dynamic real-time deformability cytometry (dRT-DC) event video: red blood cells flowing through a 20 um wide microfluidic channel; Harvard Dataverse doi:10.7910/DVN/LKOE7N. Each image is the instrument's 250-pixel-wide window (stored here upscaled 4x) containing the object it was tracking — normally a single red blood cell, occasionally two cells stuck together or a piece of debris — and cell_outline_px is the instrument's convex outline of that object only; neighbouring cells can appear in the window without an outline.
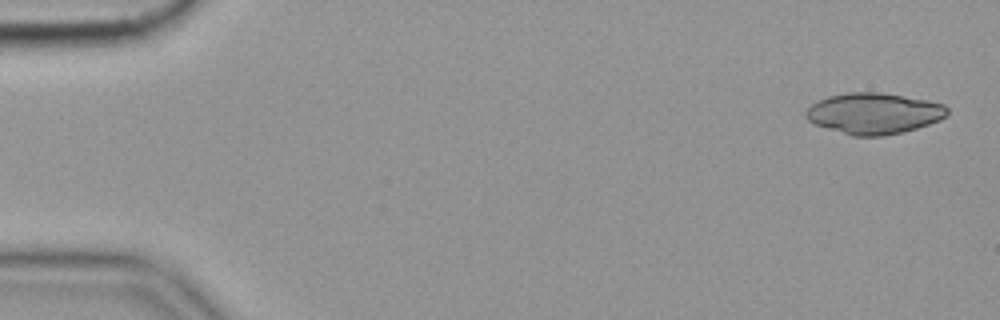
{"species": "common noctule bat (a hibernating species)", "species_latin": "Nyctalus noctula", "temperature_condition": "cold", "stored_images_in_passage": 56, "camera_frame_rate_fps": 3000, "um_per_image_px": 0.085, "animal": {"sex": "female", "body_mass_g": 19.9}, "frame": {"image": 1, "passage_image": 2, "time_ms": 0.333, "image_size_px": [1000, 320], "cell_outline_px": [[948, 112], [940, 120], [904, 132], [884, 136], [852, 136], [816, 124], [808, 120], [804, 116], [804, 112], [812, 104], [828, 96], [848, 92], [880, 92], [928, 100], [944, 104], [948, 108]], "centroid_in_image_um": [74.28, 9.64], "position_along_channel_um": 10.7, "area_um2": 33.76}}